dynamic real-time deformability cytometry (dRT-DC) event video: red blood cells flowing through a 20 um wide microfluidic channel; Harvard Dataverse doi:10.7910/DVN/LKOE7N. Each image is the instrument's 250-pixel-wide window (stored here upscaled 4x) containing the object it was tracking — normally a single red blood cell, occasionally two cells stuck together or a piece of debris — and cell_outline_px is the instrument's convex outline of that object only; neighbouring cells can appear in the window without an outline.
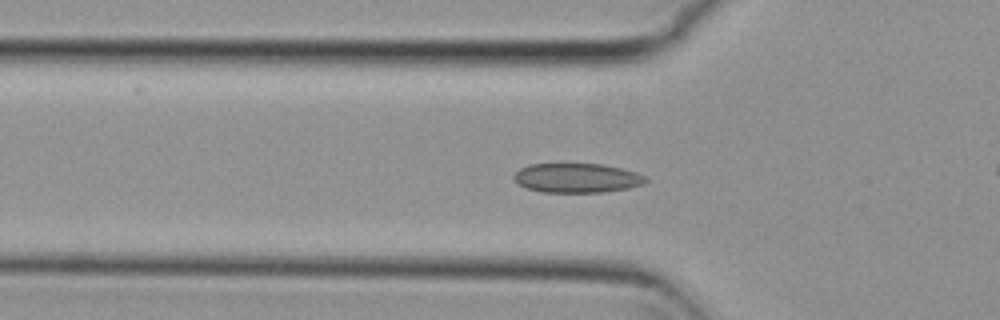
{"species": "common noctule bat (a hibernating species)", "species_latin": "Nyctalus noctula", "temperature_condition": "cold", "stored_images_in_passage": 54, "camera_frame_rate_fps": 3000, "um_per_image_px": 0.085, "animal": {"sex": "female", "body_mass_g": 29.2, "forearm_length_mm": 56.3}, "frame": {"image": 1, "passage_image": 17, "time_ms": 5.333, "image_size_px": [1000, 320], "cell_outline_px": [[648, 180], [644, 184], [628, 188], [604, 192], [544, 192], [528, 188], [520, 184], [512, 176], [520, 168], [528, 164], [600, 164], [620, 168], [636, 172], [644, 176]], "centroid_in_image_um": [49.05, 15.12], "position_along_channel_um": 76.8, "area_um2": 22.37}}
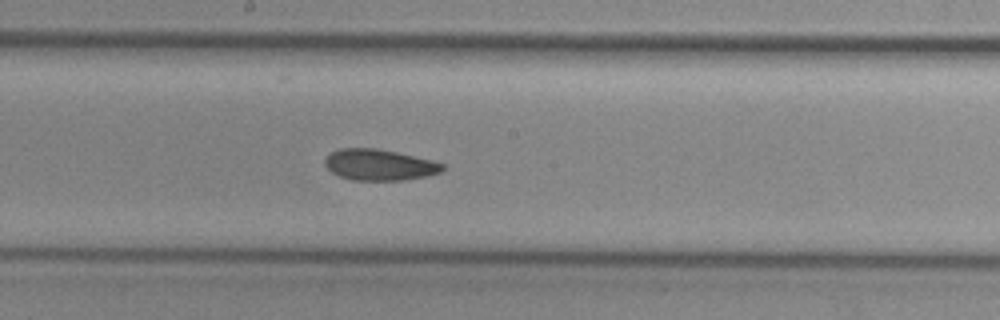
{"frame": {"image": 2, "passage_image": 28, "time_ms": 9.0, "image_size_px": [1000, 320], "cell_outline_px": [[448, 168], [440, 172], [428, 176], [404, 180], [352, 180], [340, 176], [332, 172], [324, 164], [324, 160], [328, 152], [340, 148], [376, 148], [396, 152], [432, 160], [444, 164]], "centroid_in_image_um": [32.25, 14.0], "position_along_channel_um": 216.0, "area_um2": 21.5}}
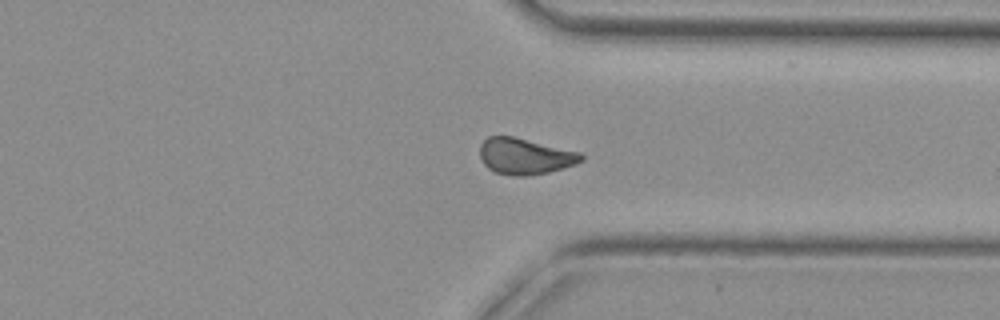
{"frame": {"image": 3, "passage_image": 40, "time_ms": 13.0, "image_size_px": [1000, 320], "cell_outline_px": [[584, 160], [576, 164], [548, 172], [528, 176], [512, 176], [496, 172], [488, 168], [484, 164], [480, 156], [480, 144], [488, 136], [512, 136], [580, 152], [584, 156]], "centroid_in_image_um": [44.62, 13.28], "position_along_channel_um": 366.8, "area_um2": 21.33}, "authors_computed_cell_mechanics": {"area_um2": 21.6461, "velocity_mm_per_s": 3.7813, "shape_relaxation_time_tau1_ms": 8.3285, "shape_relaxation_time_tau2_ms": 3.6771, "deformation_change_tau1": 0.1193, "deformation_change_tau2": 0.0809}}